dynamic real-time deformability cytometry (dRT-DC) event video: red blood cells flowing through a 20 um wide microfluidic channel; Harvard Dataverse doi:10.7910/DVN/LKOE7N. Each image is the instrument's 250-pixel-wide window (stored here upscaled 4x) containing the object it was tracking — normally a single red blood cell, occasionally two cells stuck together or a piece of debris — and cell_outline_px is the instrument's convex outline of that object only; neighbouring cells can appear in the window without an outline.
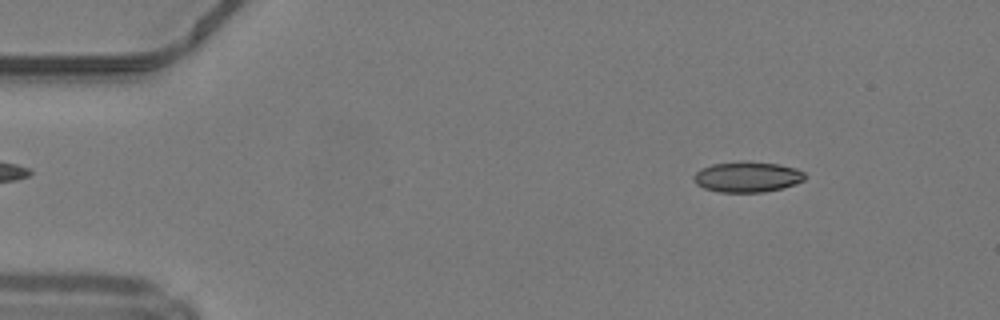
{"species": "common noctule bat (a hibernating species)", "species_latin": "Nyctalus noctula", "temperature_condition": "warm", "stored_images_in_passage": 49, "camera_frame_rate_fps": 3000, "um_per_image_px": 0.085, "animal": {"sex": "male", "body_mass_g": 19.2, "forearm_length_mm": 51.8}, "frame": {"image": 1, "passage_image": 6, "time_ms": 1.667, "image_size_px": [1000, 320], "cell_outline_px": [[804, 180], [796, 184], [764, 192], [720, 192], [704, 188], [696, 184], [692, 180], [692, 176], [700, 168], [712, 164], [740, 160], [748, 160], [780, 164], [796, 168], [804, 172]], "centroid_in_image_um": [63.49, 15.01], "position_along_channel_um": 21.5, "area_um2": 20.17}}
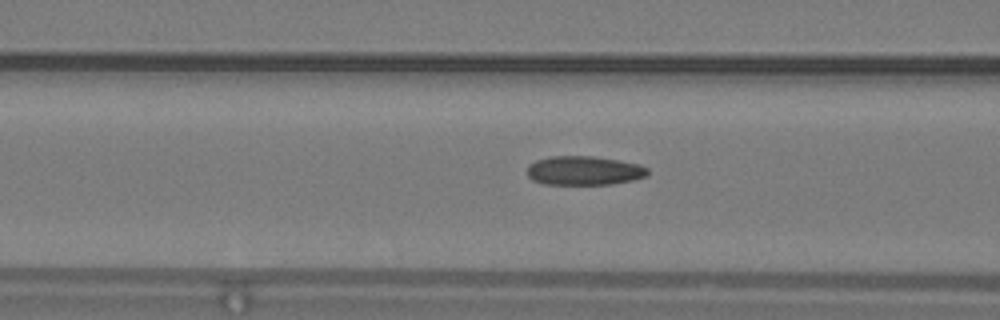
{"frame": {"image": 2, "passage_image": 19, "time_ms": 6.0, "image_size_px": [1000, 320], "cell_outline_px": [[648, 176], [632, 180], [612, 184], [544, 184], [532, 180], [528, 176], [528, 164], [536, 160], [552, 156], [592, 156], [640, 164], [648, 168]], "centroid_in_image_um": [49.64, 14.5], "position_along_channel_um": 117.0, "area_um2": 20.4}}
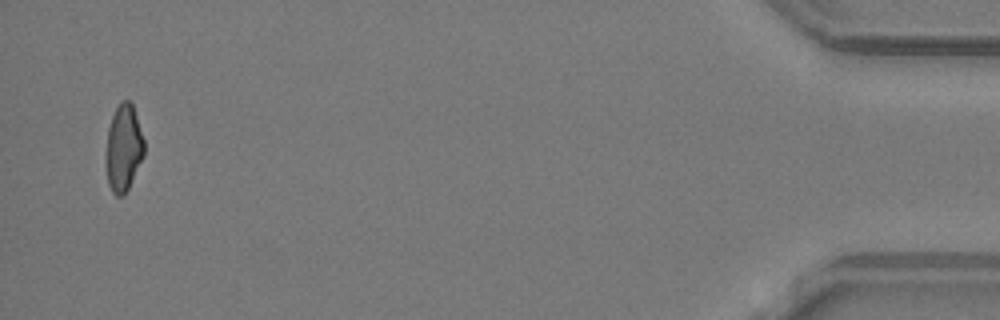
{"frame": {"image": 3, "passage_image": 47, "time_ms": 15.333, "image_size_px": [1000, 320], "cell_outline_px": [[144, 156], [124, 196], [116, 196], [112, 192], [108, 184], [104, 160], [108, 128], [112, 116], [120, 100], [128, 100], [132, 104], [144, 140]], "centroid_in_image_um": [10.47, 12.61], "position_along_channel_um": 424.7, "area_um2": 19.54}, "authors_computed_cell_mechanics": {"area_um2": 20.23, "velocity_mm_per_s": 4.2368, "shape_relaxation_time_tau1_ms": null, "shape_relaxation_time_tau2_ms": 2.5608, "deformation_change_tau1": null, "deformation_change_tau2": 0.1039}}